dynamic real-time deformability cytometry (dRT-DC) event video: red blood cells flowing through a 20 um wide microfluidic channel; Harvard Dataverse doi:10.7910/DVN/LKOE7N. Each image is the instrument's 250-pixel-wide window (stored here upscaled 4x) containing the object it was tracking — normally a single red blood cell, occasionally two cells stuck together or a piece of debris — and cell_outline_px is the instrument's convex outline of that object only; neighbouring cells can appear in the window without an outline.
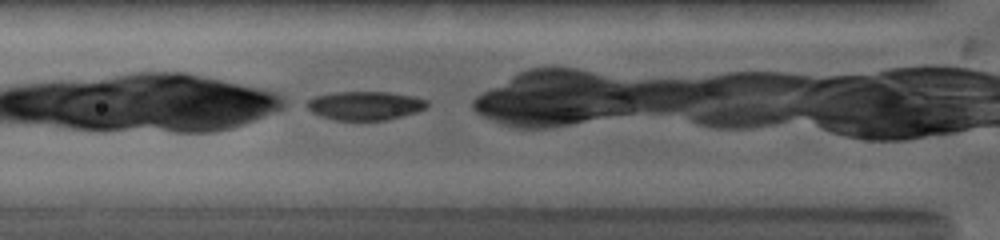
{"species": "common noctule bat (a hibernating species)", "species_latin": "Nyctalus noctula", "temperature_condition": "warm", "stored_images_in_passage": 2, "camera_frame_rate_fps": 5000, "um_per_image_px": 0.085, "animal": {"sex": "female", "body_mass_g": 19.0, "forearm_length_mm": 53.3}, "frame": {"image": 1, "passage_image": 2, "time_ms": 0.6, "image_size_px": [1000, 240], "cell_outline_px": [[428, 104], [424, 108], [416, 112], [388, 120], [336, 120], [320, 116], [312, 112], [300, 104], [316, 96], [336, 92], [388, 92], [412, 96], [428, 100]], "centroid_in_image_um": [30.97, 8.98], "position_along_channel_um": 94.8, "area_um2": 20.23}}